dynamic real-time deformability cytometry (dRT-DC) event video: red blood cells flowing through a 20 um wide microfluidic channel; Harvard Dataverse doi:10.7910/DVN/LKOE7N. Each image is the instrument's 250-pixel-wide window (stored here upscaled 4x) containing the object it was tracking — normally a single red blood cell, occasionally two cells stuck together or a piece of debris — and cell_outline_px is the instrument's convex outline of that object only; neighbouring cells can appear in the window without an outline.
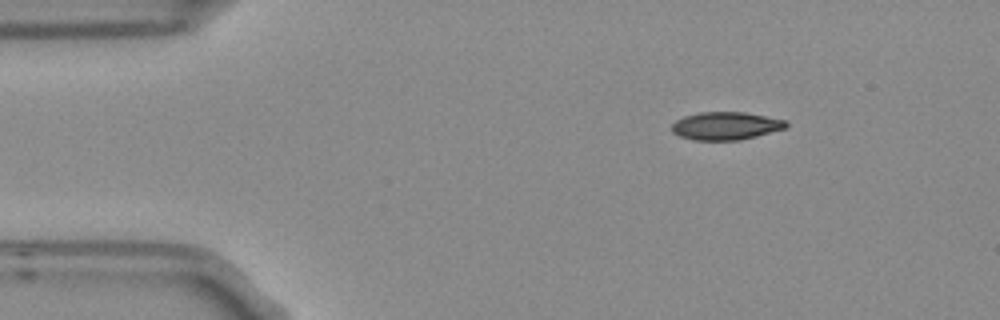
{"species": "Egyptian fruit bat (a non-hibernating species)", "species_latin": "Rousettus aegyptiacus", "temperature_condition": "room temperature", "stored_images_in_passage": 3, "camera_frame_rate_fps": 3000, "um_per_image_px": 0.085, "frame": {"image": 1, "passage_image": 1, "time_ms": 0.0, "image_size_px": [1000, 320], "cell_outline_px": [[788, 124], [784, 128], [756, 136], [740, 140], [696, 140], [680, 136], [672, 132], [672, 124], [676, 120], [684, 116], [700, 112], [744, 112], [784, 120]], "centroid_in_image_um": [61.65, 10.7], "position_along_channel_um": 23.4, "area_um2": 18.32}}